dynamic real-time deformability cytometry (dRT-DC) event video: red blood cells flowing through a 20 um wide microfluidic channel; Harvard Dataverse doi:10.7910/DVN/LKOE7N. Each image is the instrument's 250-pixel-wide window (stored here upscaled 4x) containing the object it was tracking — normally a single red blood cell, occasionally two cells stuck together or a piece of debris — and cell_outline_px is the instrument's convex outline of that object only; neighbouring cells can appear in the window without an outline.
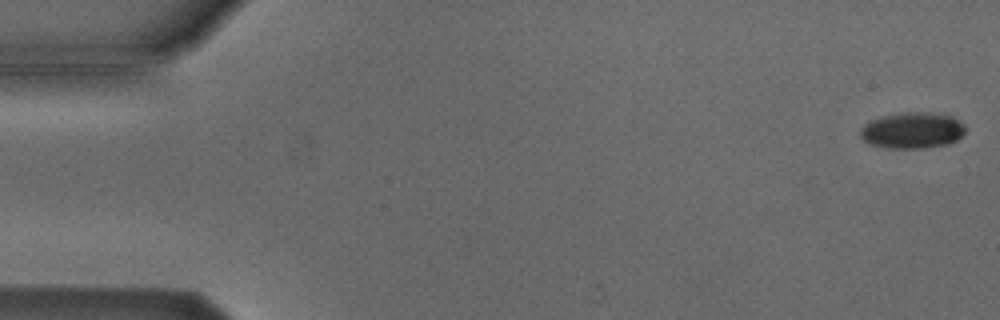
{"species": "Egyptian fruit bat (a non-hibernating species)", "species_latin": "Rousettus aegyptiacus", "temperature_condition": "cold", "stored_images_in_passage": 54, "camera_frame_rate_fps": 3000, "um_per_image_px": 0.085, "animal": {"sex": "male"}, "frame": {"image": 1, "passage_image": 1, "time_ms": 0.0, "image_size_px": [1000, 320], "cell_outline_px": [[964, 132], [956, 140], [948, 144], [924, 148], [884, 148], [868, 144], [860, 136], [860, 128], [864, 124], [872, 120], [884, 116], [900, 112], [928, 112], [952, 116], [964, 124]], "centroid_in_image_um": [77.52, 11.09], "position_along_channel_um": 7.5, "area_um2": 22.2}}
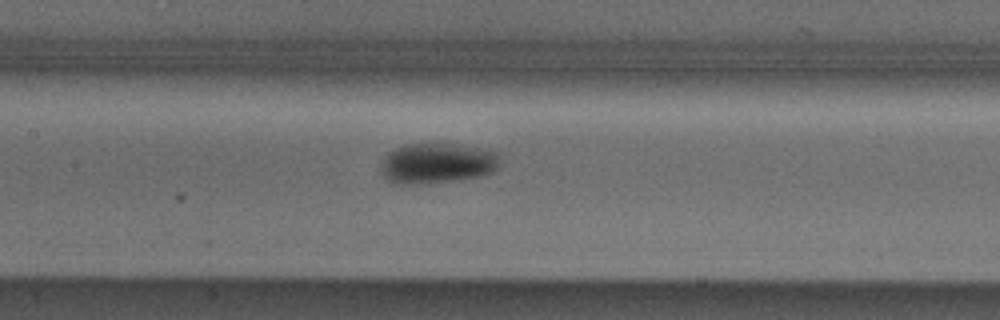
{"frame": {"image": 2, "passage_image": 25, "time_ms": 8.0, "image_size_px": [1000, 320], "cell_outline_px": [[500, 160], [496, 168], [492, 172], [480, 176], [456, 180], [412, 184], [396, 184], [388, 180], [380, 172], [380, 164], [388, 152], [404, 144], [460, 144], [496, 152], [500, 156]], "centroid_in_image_um": [37.13, 13.87], "position_along_channel_um": 170.3, "area_um2": 27.98}}
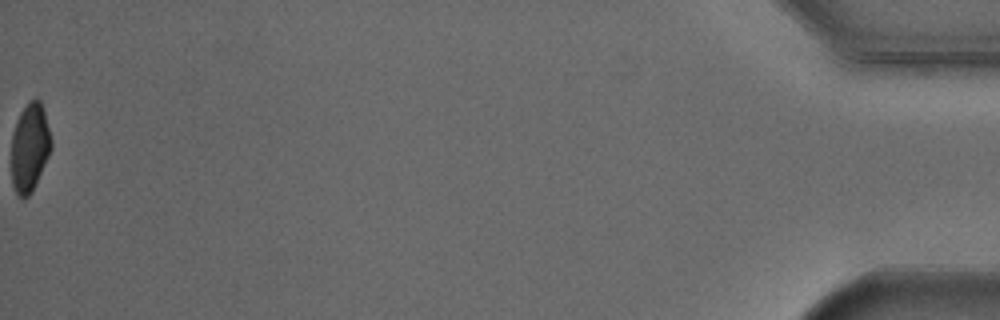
{"frame": {"image": 3, "passage_image": 54, "time_ms": 17.667, "image_size_px": [1000, 320], "cell_outline_px": [[52, 148], [36, 184], [32, 192], [24, 200], [16, 192], [12, 184], [12, 136], [16, 120], [20, 112], [36, 96], [40, 100], [44, 108], [52, 140]], "centroid_in_image_um": [2.55, 12.53], "position_along_channel_um": 432.7, "area_um2": 20.63}, "authors_computed_cell_mechanics": {"area_um2": 23.7847, "velocity_mm_per_s": 3.832, "shape_relaxation_time_tau1_ms": 2.017, "shape_relaxation_time_tau2_ms": null, "deformation_change_tau1": 0.1011, "deformation_change_tau2": null}}